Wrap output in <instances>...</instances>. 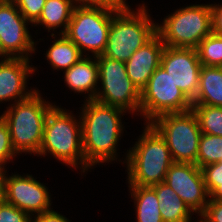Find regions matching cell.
I'll use <instances>...</instances> for the list:
<instances>
[{"mask_svg": "<svg viewBox=\"0 0 222 222\" xmlns=\"http://www.w3.org/2000/svg\"><path fill=\"white\" fill-rule=\"evenodd\" d=\"M80 113L82 128V149L86 171L95 164L109 163L117 157V144L121 139L125 110L85 100ZM123 114V115H122Z\"/></svg>", "mask_w": 222, "mask_h": 222, "instance_id": "6da1fadb", "label": "cell"}, {"mask_svg": "<svg viewBox=\"0 0 222 222\" xmlns=\"http://www.w3.org/2000/svg\"><path fill=\"white\" fill-rule=\"evenodd\" d=\"M139 137L124 159L128 186L152 187L164 182L174 161L165 139L150 123H146Z\"/></svg>", "mask_w": 222, "mask_h": 222, "instance_id": "7a4b0ae2", "label": "cell"}, {"mask_svg": "<svg viewBox=\"0 0 222 222\" xmlns=\"http://www.w3.org/2000/svg\"><path fill=\"white\" fill-rule=\"evenodd\" d=\"M35 90L28 98L6 107L2 119L6 122L13 149L17 154L37 155L43 141L44 124L54 106Z\"/></svg>", "mask_w": 222, "mask_h": 222, "instance_id": "3957f363", "label": "cell"}, {"mask_svg": "<svg viewBox=\"0 0 222 222\" xmlns=\"http://www.w3.org/2000/svg\"><path fill=\"white\" fill-rule=\"evenodd\" d=\"M47 153L67 166L77 168L79 165L81 171L86 172L81 120L55 104L46 117L43 141L37 154L45 157Z\"/></svg>", "mask_w": 222, "mask_h": 222, "instance_id": "277c9868", "label": "cell"}, {"mask_svg": "<svg viewBox=\"0 0 222 222\" xmlns=\"http://www.w3.org/2000/svg\"><path fill=\"white\" fill-rule=\"evenodd\" d=\"M130 8L117 11L112 16L107 46L102 54L124 63L156 34L157 25L152 22L144 4L136 11Z\"/></svg>", "mask_w": 222, "mask_h": 222, "instance_id": "5b68a950", "label": "cell"}, {"mask_svg": "<svg viewBox=\"0 0 222 222\" xmlns=\"http://www.w3.org/2000/svg\"><path fill=\"white\" fill-rule=\"evenodd\" d=\"M156 33L165 46L194 48L212 33L211 4H193L177 9L156 25Z\"/></svg>", "mask_w": 222, "mask_h": 222, "instance_id": "8992f818", "label": "cell"}, {"mask_svg": "<svg viewBox=\"0 0 222 222\" xmlns=\"http://www.w3.org/2000/svg\"><path fill=\"white\" fill-rule=\"evenodd\" d=\"M150 124L165 139L174 162L196 164L202 132L192 110L166 113Z\"/></svg>", "mask_w": 222, "mask_h": 222, "instance_id": "52a82bcc", "label": "cell"}, {"mask_svg": "<svg viewBox=\"0 0 222 222\" xmlns=\"http://www.w3.org/2000/svg\"><path fill=\"white\" fill-rule=\"evenodd\" d=\"M99 82L95 101L121 108L128 113L140 112V91L126 72V64L103 55L96 56Z\"/></svg>", "mask_w": 222, "mask_h": 222, "instance_id": "ba28073f", "label": "cell"}, {"mask_svg": "<svg viewBox=\"0 0 222 222\" xmlns=\"http://www.w3.org/2000/svg\"><path fill=\"white\" fill-rule=\"evenodd\" d=\"M192 101L174 84L166 70L159 66L140 92V115L145 123L166 113L190 111Z\"/></svg>", "mask_w": 222, "mask_h": 222, "instance_id": "9c48e42d", "label": "cell"}, {"mask_svg": "<svg viewBox=\"0 0 222 222\" xmlns=\"http://www.w3.org/2000/svg\"><path fill=\"white\" fill-rule=\"evenodd\" d=\"M114 13L110 9L75 6L64 35L82 54L90 51L95 57L102 55Z\"/></svg>", "mask_w": 222, "mask_h": 222, "instance_id": "30bf717a", "label": "cell"}, {"mask_svg": "<svg viewBox=\"0 0 222 222\" xmlns=\"http://www.w3.org/2000/svg\"><path fill=\"white\" fill-rule=\"evenodd\" d=\"M28 23L14 1L0 0V54L2 58L30 59L31 53L36 50V44L26 26Z\"/></svg>", "mask_w": 222, "mask_h": 222, "instance_id": "8fae6325", "label": "cell"}, {"mask_svg": "<svg viewBox=\"0 0 222 222\" xmlns=\"http://www.w3.org/2000/svg\"><path fill=\"white\" fill-rule=\"evenodd\" d=\"M3 174V200L28 213L30 216L50 211L51 197L48 188L32 175ZM34 213V214H33Z\"/></svg>", "mask_w": 222, "mask_h": 222, "instance_id": "7c38bea8", "label": "cell"}, {"mask_svg": "<svg viewBox=\"0 0 222 222\" xmlns=\"http://www.w3.org/2000/svg\"><path fill=\"white\" fill-rule=\"evenodd\" d=\"M164 183L199 215L205 210L210 195L202 170L193 163L174 162L168 169Z\"/></svg>", "mask_w": 222, "mask_h": 222, "instance_id": "4fadbf2b", "label": "cell"}, {"mask_svg": "<svg viewBox=\"0 0 222 222\" xmlns=\"http://www.w3.org/2000/svg\"><path fill=\"white\" fill-rule=\"evenodd\" d=\"M160 66L191 101L196 97L202 66L196 49L164 46Z\"/></svg>", "mask_w": 222, "mask_h": 222, "instance_id": "5bb4252c", "label": "cell"}, {"mask_svg": "<svg viewBox=\"0 0 222 222\" xmlns=\"http://www.w3.org/2000/svg\"><path fill=\"white\" fill-rule=\"evenodd\" d=\"M3 59V60H2ZM30 59L1 57L0 60V102L24 100L36 89H28L27 79L37 68L29 65ZM28 90V91H27Z\"/></svg>", "mask_w": 222, "mask_h": 222, "instance_id": "9a60e30c", "label": "cell"}, {"mask_svg": "<svg viewBox=\"0 0 222 222\" xmlns=\"http://www.w3.org/2000/svg\"><path fill=\"white\" fill-rule=\"evenodd\" d=\"M164 46L163 41L156 33L125 62L128 77L140 92L160 66Z\"/></svg>", "mask_w": 222, "mask_h": 222, "instance_id": "2e32d148", "label": "cell"}, {"mask_svg": "<svg viewBox=\"0 0 222 222\" xmlns=\"http://www.w3.org/2000/svg\"><path fill=\"white\" fill-rule=\"evenodd\" d=\"M93 58V59H92ZM83 56L78 62L64 71V81L69 89L88 94L86 100H94L99 83V67L96 57Z\"/></svg>", "mask_w": 222, "mask_h": 222, "instance_id": "e0dca14e", "label": "cell"}, {"mask_svg": "<svg viewBox=\"0 0 222 222\" xmlns=\"http://www.w3.org/2000/svg\"><path fill=\"white\" fill-rule=\"evenodd\" d=\"M156 191L164 222H191L193 211L166 183L152 186Z\"/></svg>", "mask_w": 222, "mask_h": 222, "instance_id": "ac0fdd59", "label": "cell"}, {"mask_svg": "<svg viewBox=\"0 0 222 222\" xmlns=\"http://www.w3.org/2000/svg\"><path fill=\"white\" fill-rule=\"evenodd\" d=\"M192 104L222 107V67L201 66L198 92Z\"/></svg>", "mask_w": 222, "mask_h": 222, "instance_id": "d6986e66", "label": "cell"}, {"mask_svg": "<svg viewBox=\"0 0 222 222\" xmlns=\"http://www.w3.org/2000/svg\"><path fill=\"white\" fill-rule=\"evenodd\" d=\"M74 7L73 0H46L42 13L34 26L44 25L48 32L62 27L63 30L60 29L61 32L58 34L60 36L67 30Z\"/></svg>", "mask_w": 222, "mask_h": 222, "instance_id": "ffe728a7", "label": "cell"}, {"mask_svg": "<svg viewBox=\"0 0 222 222\" xmlns=\"http://www.w3.org/2000/svg\"><path fill=\"white\" fill-rule=\"evenodd\" d=\"M136 205L137 222H164L156 191L152 187L128 186Z\"/></svg>", "mask_w": 222, "mask_h": 222, "instance_id": "44dd1931", "label": "cell"}, {"mask_svg": "<svg viewBox=\"0 0 222 222\" xmlns=\"http://www.w3.org/2000/svg\"><path fill=\"white\" fill-rule=\"evenodd\" d=\"M54 41L45 54L46 59L54 70H67L85 56L81 53L77 45L64 34H61V36L58 39H54Z\"/></svg>", "mask_w": 222, "mask_h": 222, "instance_id": "7402d4cb", "label": "cell"}, {"mask_svg": "<svg viewBox=\"0 0 222 222\" xmlns=\"http://www.w3.org/2000/svg\"><path fill=\"white\" fill-rule=\"evenodd\" d=\"M191 110L203 134L222 136V107L193 104Z\"/></svg>", "mask_w": 222, "mask_h": 222, "instance_id": "603a6c76", "label": "cell"}, {"mask_svg": "<svg viewBox=\"0 0 222 222\" xmlns=\"http://www.w3.org/2000/svg\"><path fill=\"white\" fill-rule=\"evenodd\" d=\"M222 161V136L203 134L200 137L196 165L202 167Z\"/></svg>", "mask_w": 222, "mask_h": 222, "instance_id": "cb8c5ba5", "label": "cell"}, {"mask_svg": "<svg viewBox=\"0 0 222 222\" xmlns=\"http://www.w3.org/2000/svg\"><path fill=\"white\" fill-rule=\"evenodd\" d=\"M201 65L222 67V37L211 33L196 48Z\"/></svg>", "mask_w": 222, "mask_h": 222, "instance_id": "d4e9b609", "label": "cell"}, {"mask_svg": "<svg viewBox=\"0 0 222 222\" xmlns=\"http://www.w3.org/2000/svg\"><path fill=\"white\" fill-rule=\"evenodd\" d=\"M18 155L13 149L9 128L0 116V166L4 168L6 163Z\"/></svg>", "mask_w": 222, "mask_h": 222, "instance_id": "484cf974", "label": "cell"}, {"mask_svg": "<svg viewBox=\"0 0 222 222\" xmlns=\"http://www.w3.org/2000/svg\"><path fill=\"white\" fill-rule=\"evenodd\" d=\"M24 18L33 25L40 17L46 0H13Z\"/></svg>", "mask_w": 222, "mask_h": 222, "instance_id": "4316f807", "label": "cell"}, {"mask_svg": "<svg viewBox=\"0 0 222 222\" xmlns=\"http://www.w3.org/2000/svg\"><path fill=\"white\" fill-rule=\"evenodd\" d=\"M201 170L210 195L219 186V182H222V161L206 165Z\"/></svg>", "mask_w": 222, "mask_h": 222, "instance_id": "83f0119b", "label": "cell"}, {"mask_svg": "<svg viewBox=\"0 0 222 222\" xmlns=\"http://www.w3.org/2000/svg\"><path fill=\"white\" fill-rule=\"evenodd\" d=\"M31 216L16 206L0 202V222H30Z\"/></svg>", "mask_w": 222, "mask_h": 222, "instance_id": "f1b7e54d", "label": "cell"}, {"mask_svg": "<svg viewBox=\"0 0 222 222\" xmlns=\"http://www.w3.org/2000/svg\"><path fill=\"white\" fill-rule=\"evenodd\" d=\"M73 1L75 6L78 7L104 8V9H110L115 12L125 10L130 6L128 5V3H126V0H73Z\"/></svg>", "mask_w": 222, "mask_h": 222, "instance_id": "f546056e", "label": "cell"}, {"mask_svg": "<svg viewBox=\"0 0 222 222\" xmlns=\"http://www.w3.org/2000/svg\"><path fill=\"white\" fill-rule=\"evenodd\" d=\"M198 216H201L200 222H222V202L209 199L205 210Z\"/></svg>", "mask_w": 222, "mask_h": 222, "instance_id": "4dcf8cb0", "label": "cell"}, {"mask_svg": "<svg viewBox=\"0 0 222 222\" xmlns=\"http://www.w3.org/2000/svg\"><path fill=\"white\" fill-rule=\"evenodd\" d=\"M212 33L222 37V4H211Z\"/></svg>", "mask_w": 222, "mask_h": 222, "instance_id": "1f68e13d", "label": "cell"}, {"mask_svg": "<svg viewBox=\"0 0 222 222\" xmlns=\"http://www.w3.org/2000/svg\"><path fill=\"white\" fill-rule=\"evenodd\" d=\"M30 222H70L65 216L54 210L31 216Z\"/></svg>", "mask_w": 222, "mask_h": 222, "instance_id": "d6a6232c", "label": "cell"}, {"mask_svg": "<svg viewBox=\"0 0 222 222\" xmlns=\"http://www.w3.org/2000/svg\"><path fill=\"white\" fill-rule=\"evenodd\" d=\"M210 199L222 202V182H219V186L210 194Z\"/></svg>", "mask_w": 222, "mask_h": 222, "instance_id": "836d02e7", "label": "cell"}, {"mask_svg": "<svg viewBox=\"0 0 222 222\" xmlns=\"http://www.w3.org/2000/svg\"><path fill=\"white\" fill-rule=\"evenodd\" d=\"M3 201V175H0V202Z\"/></svg>", "mask_w": 222, "mask_h": 222, "instance_id": "e575fe53", "label": "cell"}, {"mask_svg": "<svg viewBox=\"0 0 222 222\" xmlns=\"http://www.w3.org/2000/svg\"><path fill=\"white\" fill-rule=\"evenodd\" d=\"M4 174V169L0 166V175Z\"/></svg>", "mask_w": 222, "mask_h": 222, "instance_id": "d590c367", "label": "cell"}]
</instances>
